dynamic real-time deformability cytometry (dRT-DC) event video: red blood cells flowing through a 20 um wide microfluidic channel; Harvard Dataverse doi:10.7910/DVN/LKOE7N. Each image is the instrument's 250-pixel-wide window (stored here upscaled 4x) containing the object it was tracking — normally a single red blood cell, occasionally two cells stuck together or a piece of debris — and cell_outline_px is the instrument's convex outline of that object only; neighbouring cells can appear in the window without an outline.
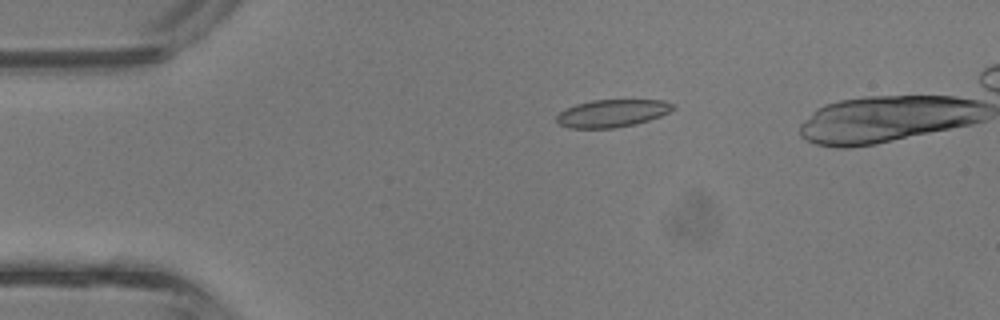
{"species": "common noctule bat (a hibernating species)", "species_latin": "Nyctalus noctula", "temperature_condition": "room temperature", "stored_images_in_passage": 5, "camera_frame_rate_fps": 3000, "um_per_image_px": 0.085, "animal": {"sex": "male", "body_mass_g": 13.3}, "frame": {"image": 1, "passage_image": 3, "time_ms": 0.667, "image_size_px": [1000, 320], "cell_outline_px": [[676, 108], [660, 116], [636, 124], [616, 128], [568, 128], [560, 124], [556, 120], [556, 116], [564, 108], [576, 104], [592, 100], [664, 100], [676, 104]], "centroid_in_image_um": [52.04, 9.62], "position_along_channel_um": 33.0, "area_um2": 18.84}}